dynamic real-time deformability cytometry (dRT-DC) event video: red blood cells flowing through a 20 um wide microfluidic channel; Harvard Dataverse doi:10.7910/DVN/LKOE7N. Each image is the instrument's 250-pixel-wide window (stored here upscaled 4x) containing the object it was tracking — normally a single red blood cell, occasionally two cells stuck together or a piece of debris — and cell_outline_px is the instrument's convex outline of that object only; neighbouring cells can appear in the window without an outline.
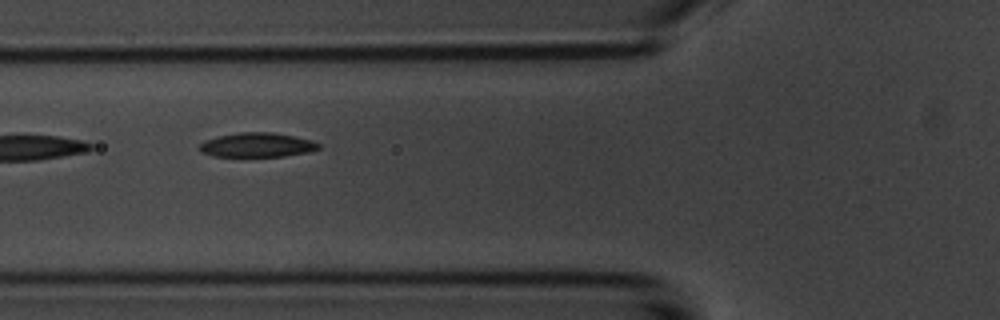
{"species": "common noctule bat (a hibernating species)", "species_latin": "Nyctalus noctula", "temperature_condition": "room temperature", "stored_images_in_passage": 9, "segment_of_instrument_passage": [2, 2], "camera_frame_rate_fps": 3000, "um_per_image_px": 0.085, "animal": {"sex": "male", "body_mass_g": 20.1, "forearm_length_mm": 53.5}, "frame": {"image": 1, "passage_image": 6, "time_ms": 6.0, "image_size_px": [1000, 320], "cell_outline_px": [[320, 148], [308, 152], [284, 156], [212, 156], [200, 152], [200, 144], [204, 140], [220, 136], [240, 132], [272, 132], [312, 140], [320, 144]], "centroid_in_image_um": [21.85, 12.32], "position_along_channel_um": 104.0, "area_um2": 16.76}}
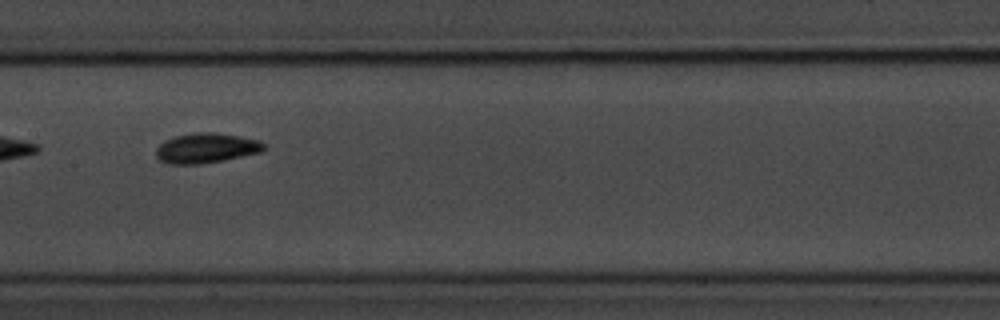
{"frame": {"image": 2, "passage_image": 8, "time_ms": 8.333, "image_size_px": [1000, 320], "cell_outline_px": [[264, 148], [260, 152], [224, 160], [200, 164], [168, 164], [160, 160], [156, 156], [156, 148], [164, 140], [176, 136], [196, 132], [212, 132], [240, 136], [260, 140], [264, 144]], "centroid_in_image_um": [17.5, 12.58], "position_along_channel_um": 189.9, "area_um2": 18.79}}